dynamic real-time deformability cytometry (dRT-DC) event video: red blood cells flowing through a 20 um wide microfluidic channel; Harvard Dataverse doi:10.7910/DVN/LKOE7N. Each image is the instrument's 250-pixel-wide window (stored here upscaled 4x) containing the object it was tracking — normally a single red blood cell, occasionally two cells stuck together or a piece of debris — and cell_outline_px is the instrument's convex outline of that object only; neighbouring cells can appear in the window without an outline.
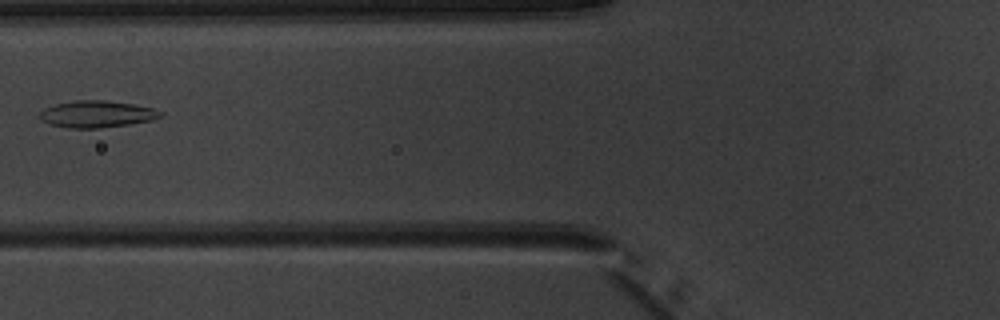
{"species": "common noctule bat (a hibernating species)", "species_latin": "Nyctalus noctula", "temperature_condition": "warm", "stored_images_in_passage": 7, "camera_frame_rate_fps": 3000, "um_per_image_px": 0.085, "animal": {"sex": "male", "body_mass_g": 20.1, "forearm_length_mm": 53.5}, "frame": {"image": 1, "passage_image": 6, "time_ms": 7.0, "image_size_px": [1000, 320], "cell_outline_px": [[164, 116], [152, 120], [128, 124], [100, 128], [68, 128], [52, 124], [44, 120], [40, 116], [40, 112], [44, 108], [56, 104], [72, 100], [104, 100], [132, 104], [152, 108], [164, 112]], "centroid_in_image_um": [8.27, 9.69], "position_along_channel_um": 117.5, "area_um2": 18.73}}
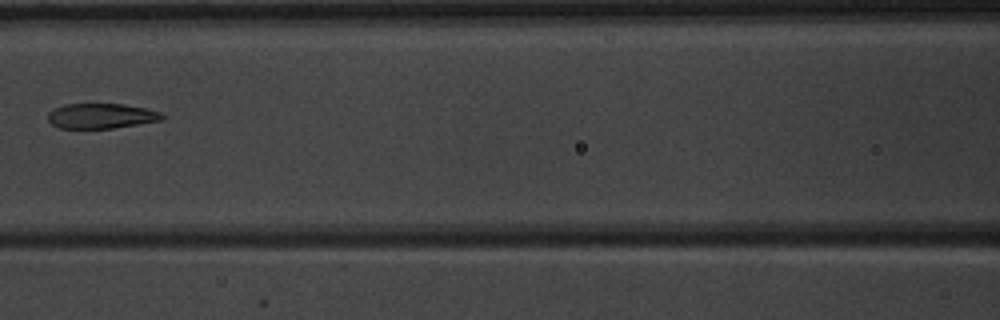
{"frame": {"image": 2, "passage_image": 7, "time_ms": 8.0, "image_size_px": [1000, 320], "cell_outline_px": [[164, 120], [140, 124], [112, 128], [60, 128], [52, 124], [48, 120], [48, 112], [64, 104], [124, 104], [144, 108], [160, 112], [164, 116]], "centroid_in_image_um": [8.62, 9.86], "position_along_channel_um": 158.0, "area_um2": 16.65}}